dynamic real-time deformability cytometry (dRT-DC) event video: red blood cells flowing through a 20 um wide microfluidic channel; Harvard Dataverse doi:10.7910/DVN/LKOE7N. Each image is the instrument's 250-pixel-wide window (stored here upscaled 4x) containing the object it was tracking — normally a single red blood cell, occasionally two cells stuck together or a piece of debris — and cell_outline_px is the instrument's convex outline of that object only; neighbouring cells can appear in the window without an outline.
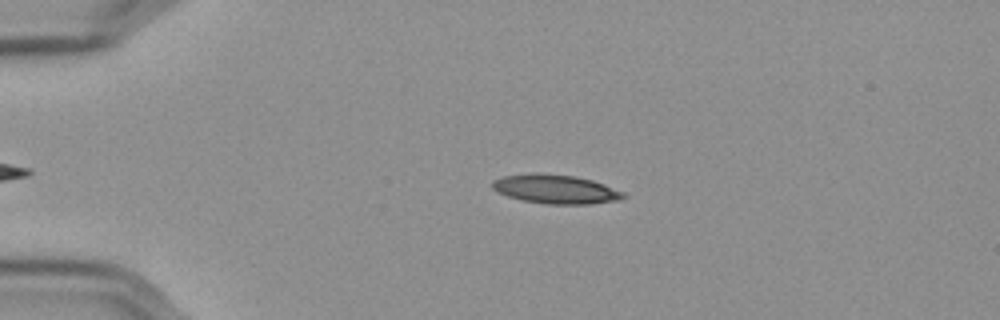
{"species": "Egyptian fruit bat (a non-hibernating species)", "species_latin": "Rousettus aegyptiacus", "temperature_condition": "cold", "stored_images_in_passage": 50, "camera_frame_rate_fps": 3000, "um_per_image_px": 0.085, "frame": {"image": 1, "passage_image": 13, "time_ms": 4.0, "image_size_px": [1000, 320], "cell_outline_px": [[628, 196], [616, 200], [592, 204], [548, 204], [524, 200], [508, 196], [492, 188], [492, 180], [504, 176], [576, 176], [592, 180], [604, 184], [624, 192]], "centroid_in_image_um": [47.32, 16.13], "position_along_channel_um": 37.7, "area_um2": 21.04}}
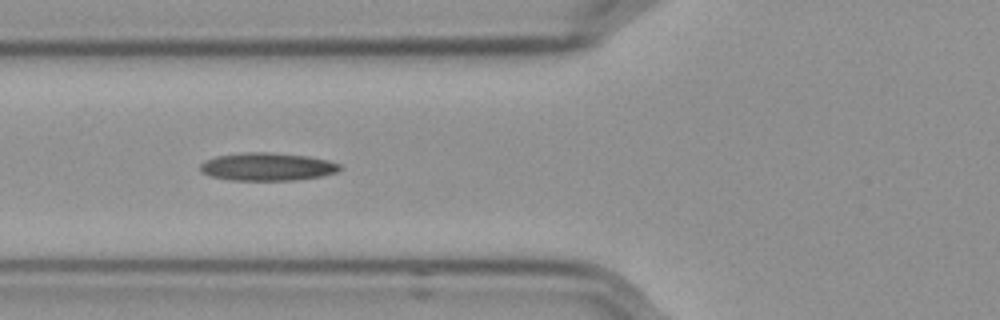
{"frame": {"image": 2, "passage_image": 22, "time_ms": 7.0, "image_size_px": [1000, 320], "cell_outline_px": [[340, 168], [336, 172], [320, 176], [292, 180], [228, 180], [212, 176], [204, 172], [200, 168], [200, 164], [216, 156], [244, 152], [268, 152], [308, 156], [328, 160], [340, 164]], "centroid_in_image_um": [22.72, 14.16], "position_along_channel_um": 103.1, "area_um2": 22.43}}
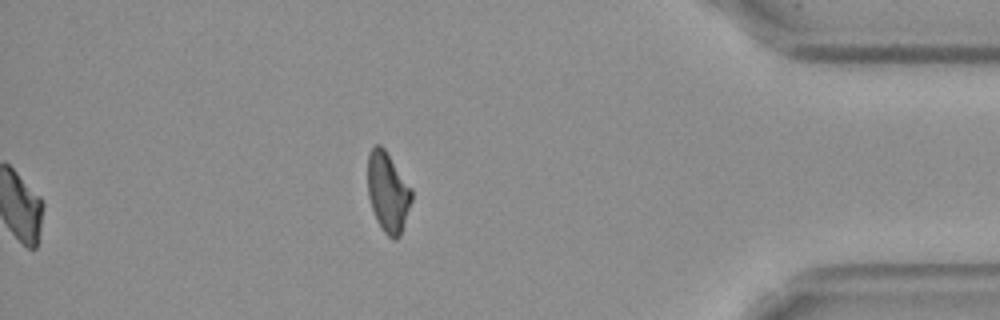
{"frame": {"image": 3, "passage_image": 50, "time_ms": 16.333, "image_size_px": [1000, 320], "cell_outline_px": [[412, 200], [400, 236], [396, 240], [392, 240], [384, 232], [376, 220], [368, 196], [368, 152], [376, 144], [380, 144], [384, 148], [412, 188]], "centroid_in_image_um": [32.97, 16.34], "position_along_channel_um": 402.2, "area_um2": 20.52}, "authors_computed_cell_mechanics": {"area_um2": 21.5883, "velocity_mm_per_s": 3.5711, "shape_relaxation_time_tau1_ms": null, "shape_relaxation_time_tau2_ms": 4.1529, "deformation_change_tau1": null, "deformation_change_tau2": 0.1337}}